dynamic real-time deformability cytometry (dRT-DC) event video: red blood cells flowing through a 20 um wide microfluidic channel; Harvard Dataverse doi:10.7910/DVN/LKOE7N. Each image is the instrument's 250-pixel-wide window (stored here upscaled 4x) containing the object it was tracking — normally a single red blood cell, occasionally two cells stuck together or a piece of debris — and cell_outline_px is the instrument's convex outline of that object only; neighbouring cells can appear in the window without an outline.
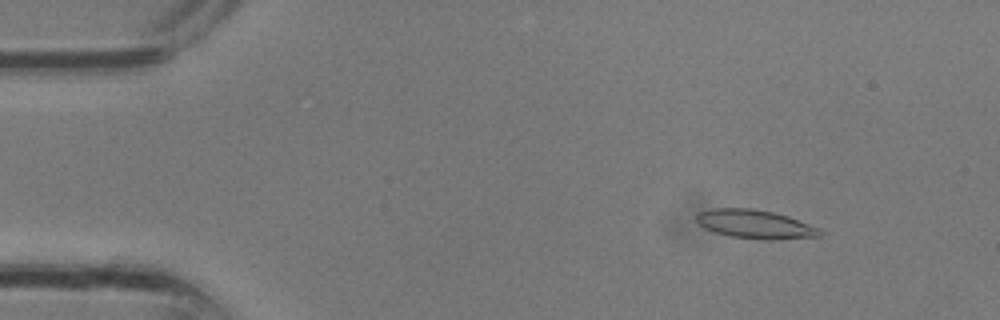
{"species": "common noctule bat (a hibernating species)", "species_latin": "Nyctalus noctula", "temperature_condition": "room temperature", "stored_images_in_passage": 31, "camera_frame_rate_fps": 3000, "um_per_image_px": 0.085, "animal": {"sex": "male", "body_mass_g": 13.3}, "frame": {"image": 1, "passage_image": 4, "time_ms": 1.0, "image_size_px": [1000, 320], "cell_outline_px": [[824, 232], [820, 236], [772, 240], [764, 240], [732, 236], [716, 232], [704, 228], [696, 220], [696, 216], [700, 212], [716, 208], [752, 208], [772, 212], [788, 216], [820, 228]], "centroid_in_image_um": [64.23, 19.06], "position_along_channel_um": 20.8, "area_um2": 20.52}}
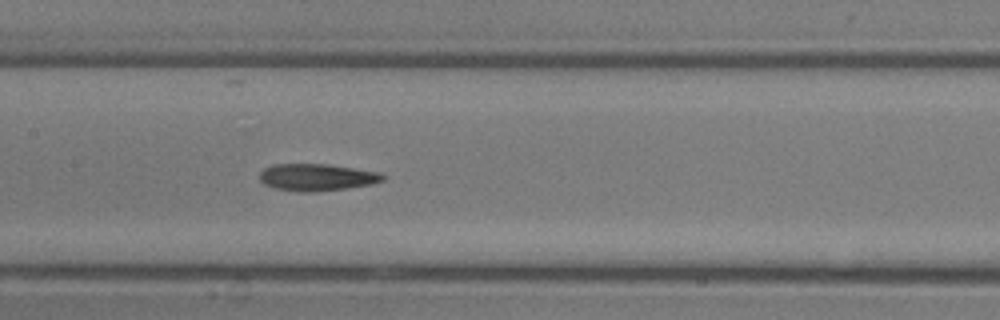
{"frame": {"image": 2, "passage_image": 15, "time_ms": 4.667, "image_size_px": [1000, 320], "cell_outline_px": [[384, 180], [368, 184], [344, 188], [316, 192], [300, 192], [276, 188], [264, 184], [260, 180], [260, 172], [264, 168], [272, 164], [328, 164], [380, 172], [384, 176]], "centroid_in_image_um": [26.89, 15.06], "position_along_channel_um": 180.5, "area_um2": 19.25}}
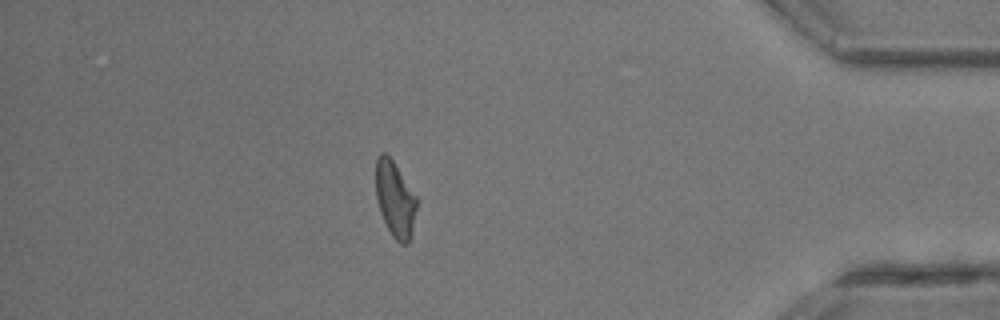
{"frame": {"image": 3, "passage_image": 27, "time_ms": 8.667, "image_size_px": [1000, 320], "cell_outline_px": [[416, 208], [412, 236], [408, 244], [400, 244], [392, 236], [380, 212], [376, 196], [376, 156], [380, 152], [384, 152], [392, 160], [416, 196]], "centroid_in_image_um": [33.57, 16.95], "position_along_channel_um": 401.6, "area_um2": 17.92}}